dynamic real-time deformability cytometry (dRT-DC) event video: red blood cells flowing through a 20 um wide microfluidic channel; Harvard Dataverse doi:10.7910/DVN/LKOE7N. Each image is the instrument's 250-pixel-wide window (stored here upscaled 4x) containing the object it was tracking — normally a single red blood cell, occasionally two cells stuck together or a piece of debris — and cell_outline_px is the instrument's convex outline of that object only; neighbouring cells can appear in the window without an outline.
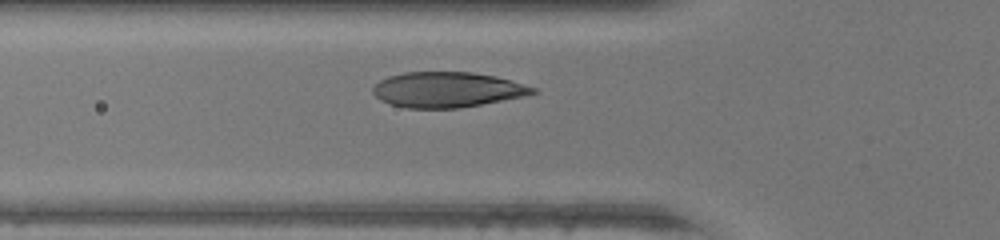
{"species": "human", "species_latin": "Homo sapiens", "temperature_condition": "warm", "stored_images_in_passage": 25, "camera_frame_rate_fps": 3000, "um_per_image_px": 0.085, "donor": {"sex": "female"}, "frame": {"image": 1, "passage_image": 4, "time_ms": 1.0, "image_size_px": [1000, 240], "cell_outline_px": [[540, 92], [528, 96], [456, 108], [404, 108], [380, 100], [372, 92], [372, 88], [380, 80], [388, 76], [404, 72], [472, 72], [496, 76], [536, 88]], "centroid_in_image_um": [38.02, 7.62], "position_along_channel_um": 87.8, "area_um2": 32.95}}
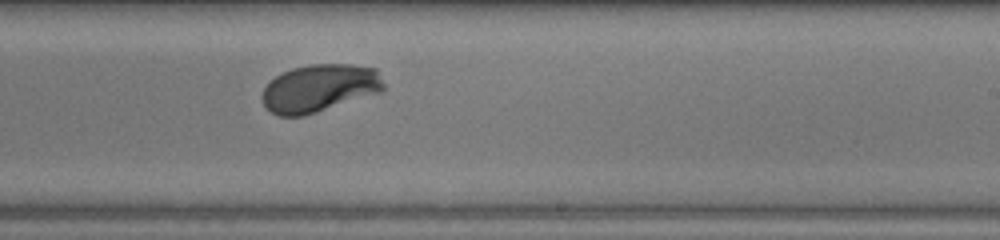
{"frame": {"image": 2, "passage_image": 16, "time_ms": 5.0, "image_size_px": [1000, 240], "cell_outline_px": [[384, 88], [380, 92], [304, 116], [280, 116], [264, 108], [264, 88], [276, 76], [292, 68], [308, 64], [348, 64], [376, 68], [384, 84]], "centroid_in_image_um": [27.17, 7.49], "position_along_channel_um": 261.8, "area_um2": 33.47}}
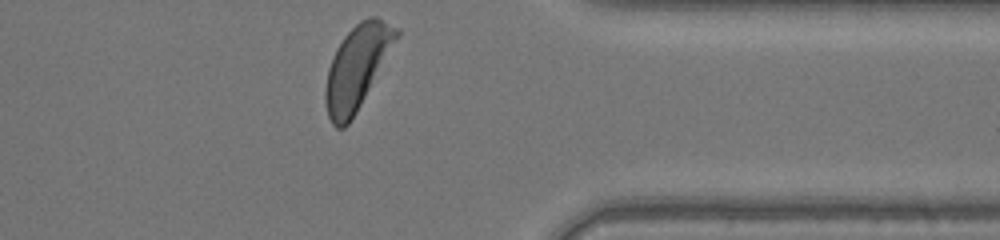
{"frame": {"image": 3, "passage_image": 25, "time_ms": 8.0, "image_size_px": [1000, 240], "cell_outline_px": [[400, 36], [356, 112], [348, 124], [344, 128], [336, 128], [332, 124], [328, 116], [324, 100], [324, 92], [328, 68], [336, 48], [344, 36], [360, 20], [368, 16], [376, 16], [396, 28], [400, 32]], "centroid_in_image_um": [30.34, 5.71], "position_along_channel_um": 381.1, "area_um2": 34.28}, "authors_computed_cell_mechanics": {"area_um2": 33.8708, "velocity_mm_per_s": 4.3671, "shape_relaxation_time_tau1_ms": 2.3961, "shape_relaxation_time_tau2_ms": null, "deformation_change_tau1": 0.1826, "deformation_change_tau2": null}}